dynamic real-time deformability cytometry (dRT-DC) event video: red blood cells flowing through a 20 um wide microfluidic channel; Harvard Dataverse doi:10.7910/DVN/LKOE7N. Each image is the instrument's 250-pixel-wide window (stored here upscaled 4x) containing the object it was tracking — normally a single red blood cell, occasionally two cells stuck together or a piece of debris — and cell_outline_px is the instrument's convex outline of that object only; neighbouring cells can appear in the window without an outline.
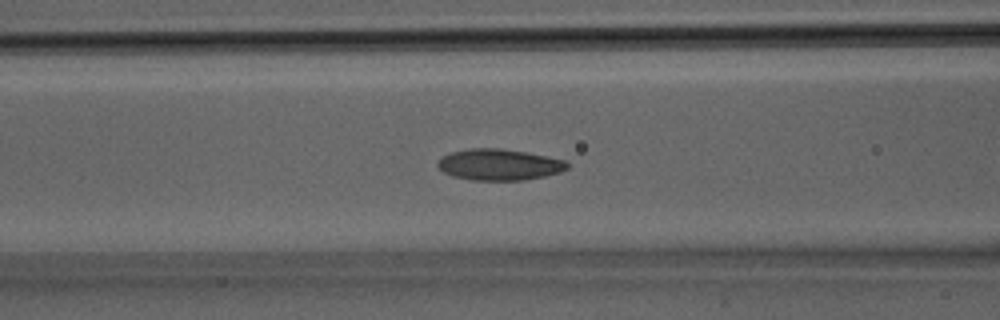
{"species": "Egyptian fruit bat (a non-hibernating species)", "species_latin": "Rousettus aegyptiacus", "temperature_condition": "room temperature", "stored_images_in_passage": 8, "camera_frame_rate_fps": 3000, "um_per_image_px": 0.085, "animal": {"sex": "male"}, "frame": {"image": 1, "passage_image": 7, "time_ms": 2.0, "image_size_px": [1000, 320], "cell_outline_px": [[564, 168], [552, 172], [536, 176], [504, 180], [500, 180], [464, 176], [452, 172], [444, 168], [440, 164], [448, 156], [460, 152], [516, 152], [556, 160], [564, 164]], "centroid_in_image_um": [42.48, 14.04], "position_along_channel_um": 124.1, "area_um2": 18.67}}